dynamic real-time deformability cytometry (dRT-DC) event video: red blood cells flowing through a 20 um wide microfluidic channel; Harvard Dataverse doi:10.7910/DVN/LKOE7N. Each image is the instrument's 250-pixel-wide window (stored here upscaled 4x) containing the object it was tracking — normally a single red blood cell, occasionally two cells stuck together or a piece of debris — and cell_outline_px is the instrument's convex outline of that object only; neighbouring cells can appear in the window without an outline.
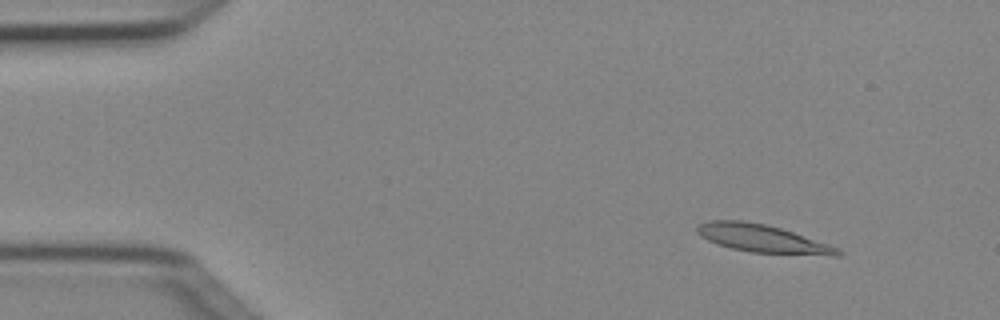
{"species": "Egyptian fruit bat (a non-hibernating species)", "species_latin": "Rousettus aegyptiacus", "temperature_condition": "cold", "stored_images_in_passage": 4, "camera_frame_rate_fps": 3000, "um_per_image_px": 0.085, "animal": {"sex": "female"}, "frame": {"image": 1, "passage_image": 2, "time_ms": 0.333, "image_size_px": [1000, 320], "cell_outline_px": [[844, 252], [840, 256], [832, 256], [752, 252], [732, 248], [708, 240], [700, 236], [696, 232], [696, 228], [700, 224], [708, 220], [744, 220], [768, 224], [840, 248]], "centroid_in_image_um": [64.84, 20.28], "position_along_channel_um": 20.2, "area_um2": 22.83}}